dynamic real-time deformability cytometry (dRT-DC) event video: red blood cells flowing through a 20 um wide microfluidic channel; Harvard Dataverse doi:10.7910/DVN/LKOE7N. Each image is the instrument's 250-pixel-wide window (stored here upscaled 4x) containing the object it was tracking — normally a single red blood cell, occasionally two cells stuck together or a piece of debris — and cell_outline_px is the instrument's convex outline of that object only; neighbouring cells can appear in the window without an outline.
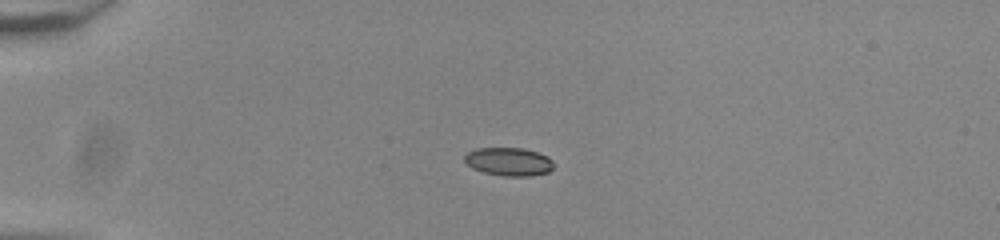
{"species": "common noctule bat (a hibernating species)", "species_latin": "Nyctalus noctula", "temperature_condition": "room temperature", "stored_images_in_passage": 41, "camera_frame_rate_fps": 3000, "um_per_image_px": 0.085, "animal": {"sex": "male", "body_mass_g": 20.0, "forearm_length_mm": 53.3}, "frame": {"image": 1, "passage_image": 1, "time_ms": 0.0, "image_size_px": [1000, 240], "cell_outline_px": [[552, 168], [548, 172], [532, 176], [500, 176], [484, 172], [472, 168], [464, 160], [464, 156], [468, 152], [476, 148], [524, 148], [548, 156], [552, 160]], "centroid_in_image_um": [43.24, 13.74], "position_along_channel_um": 41.8, "area_um2": 14.68}}
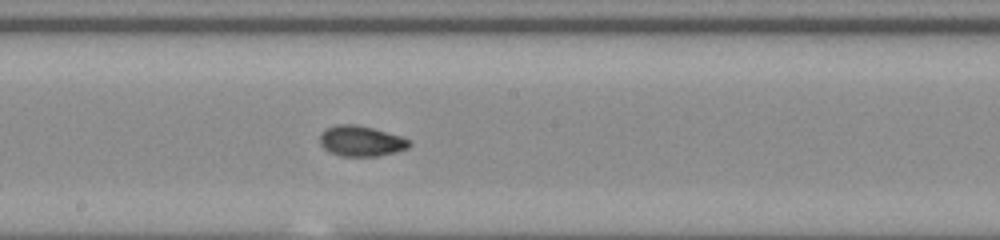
{"frame": {"image": 2, "passage_image": 18, "time_ms": 5.667, "image_size_px": [1000, 240], "cell_outline_px": [[412, 144], [408, 148], [396, 152], [380, 156], [340, 156], [328, 152], [320, 144], [320, 136], [324, 128], [336, 124], [356, 124], [372, 128], [400, 136], [412, 140]], "centroid_in_image_um": [30.69, 11.99], "position_along_channel_um": 217.5, "area_um2": 16.13}}
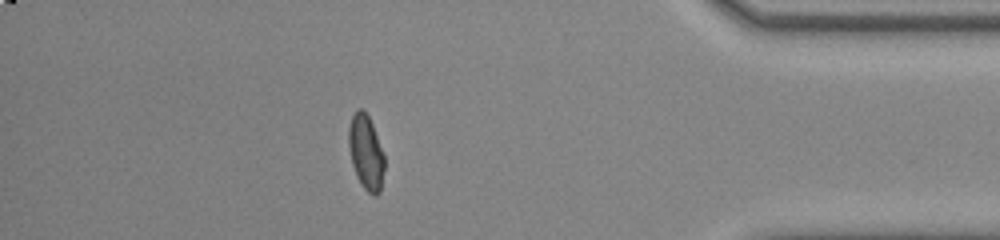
{"frame": {"image": 3, "passage_image": 35, "time_ms": 11.333, "image_size_px": [1000, 240], "cell_outline_px": [[384, 168], [380, 192], [376, 196], [372, 196], [364, 188], [356, 176], [352, 164], [348, 148], [348, 128], [352, 116], [356, 108], [364, 108], [372, 124], [384, 152]], "centroid_in_image_um": [31.1, 12.93], "position_along_channel_um": 404.1, "area_um2": 15.84}, "authors_computed_cell_mechanics": {"area_um2": 15.4326, "velocity_mm_per_s": 3.8631, "shape_relaxation_time_tau1_ms": 4.656, "shape_relaxation_time_tau2_ms": 1.1416, "deformation_change_tau1": 0.16, "deformation_change_tau2": 0.0507}}